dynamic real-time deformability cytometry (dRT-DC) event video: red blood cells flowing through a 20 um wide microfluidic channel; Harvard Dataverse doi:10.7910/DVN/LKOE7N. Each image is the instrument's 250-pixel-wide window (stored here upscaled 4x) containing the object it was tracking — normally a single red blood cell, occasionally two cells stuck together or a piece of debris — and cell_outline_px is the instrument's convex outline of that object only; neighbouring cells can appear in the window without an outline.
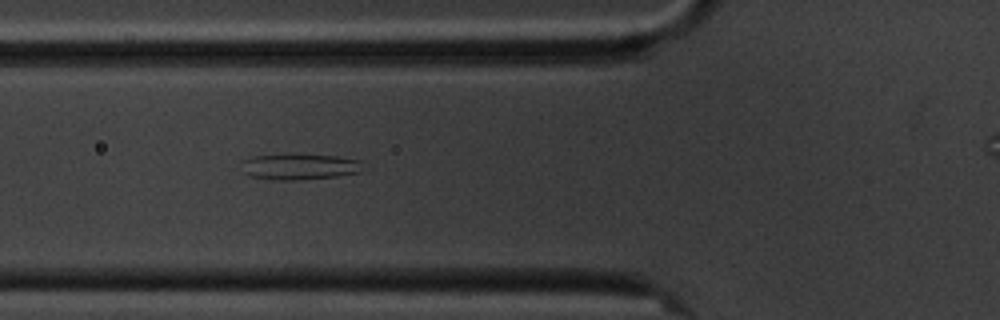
{"species": "common noctule bat (a hibernating species)", "species_latin": "Nyctalus noctula", "temperature_condition": "cold", "stored_images_in_passage": 8, "camera_frame_rate_fps": 3000, "um_per_image_px": 0.085, "animal": {"sex": "male", "body_mass_g": 20.1, "forearm_length_mm": 53.5}, "frame": {"image": 1, "passage_image": 5, "time_ms": 4.667, "image_size_px": [1000, 320], "cell_outline_px": [[360, 172], [336, 176], [300, 180], [272, 180], [252, 176], [244, 172], [240, 160], [252, 156], [336, 156], [360, 160]], "centroid_in_image_um": [25.41, 14.2], "position_along_channel_um": 100.4, "area_um2": 17.69}}
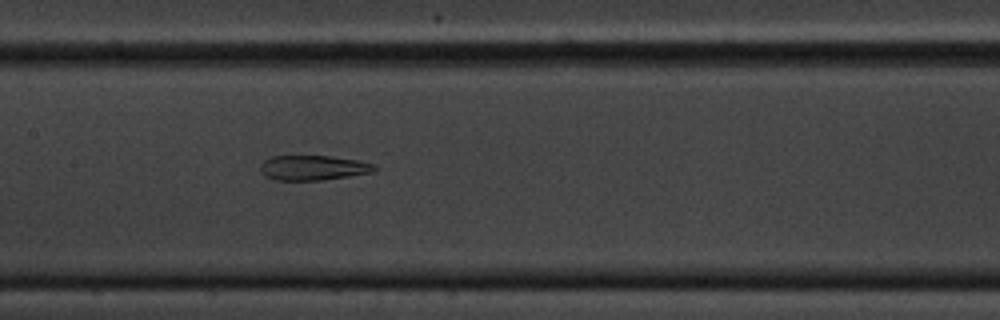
{"frame": {"image": 2, "passage_image": 7, "time_ms": 7.0, "image_size_px": [1000, 320], "cell_outline_px": [[376, 168], [372, 172], [324, 180], [276, 180], [264, 176], [260, 172], [260, 164], [264, 160], [272, 156], [328, 156], [360, 160], [376, 164]], "centroid_in_image_um": [26.6, 14.26], "position_along_channel_um": 180.8, "area_um2": 16.65}}